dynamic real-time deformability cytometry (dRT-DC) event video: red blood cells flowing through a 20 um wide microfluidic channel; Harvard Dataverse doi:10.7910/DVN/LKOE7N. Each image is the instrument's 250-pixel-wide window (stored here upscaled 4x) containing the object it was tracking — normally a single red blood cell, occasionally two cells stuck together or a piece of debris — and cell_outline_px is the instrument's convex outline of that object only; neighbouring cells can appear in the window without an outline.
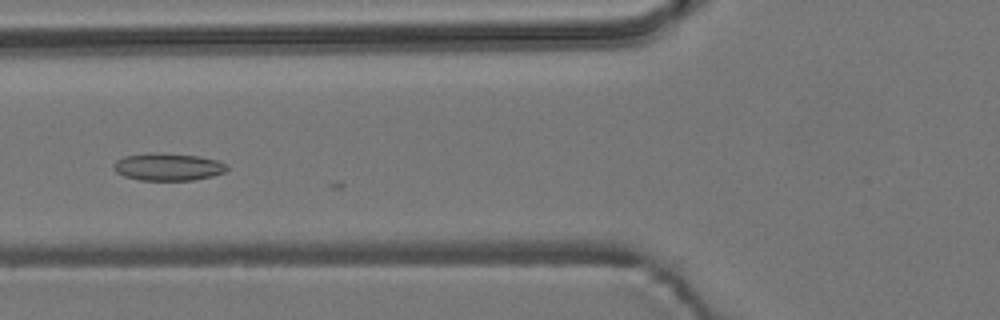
{"species": "common noctule bat (a hibernating species)", "species_latin": "Nyctalus noctula", "temperature_condition": "room temperature", "stored_images_in_passage": 24, "camera_frame_rate_fps": 3000, "um_per_image_px": 0.085, "animal": {"sex": "male", "body_mass_g": 19.2, "forearm_length_mm": 51.8}, "frame": {"image": 1, "passage_image": 21, "time_ms": 6.667, "image_size_px": [1000, 320], "cell_outline_px": [[228, 168], [224, 172], [212, 176], [192, 180], [140, 180], [124, 176], [116, 172], [112, 168], [112, 164], [116, 160], [124, 156], [152, 152], [200, 156], [216, 160], [228, 164]], "centroid_in_image_um": [14.25, 14.18], "position_along_channel_um": 111.5, "area_um2": 18.21}}